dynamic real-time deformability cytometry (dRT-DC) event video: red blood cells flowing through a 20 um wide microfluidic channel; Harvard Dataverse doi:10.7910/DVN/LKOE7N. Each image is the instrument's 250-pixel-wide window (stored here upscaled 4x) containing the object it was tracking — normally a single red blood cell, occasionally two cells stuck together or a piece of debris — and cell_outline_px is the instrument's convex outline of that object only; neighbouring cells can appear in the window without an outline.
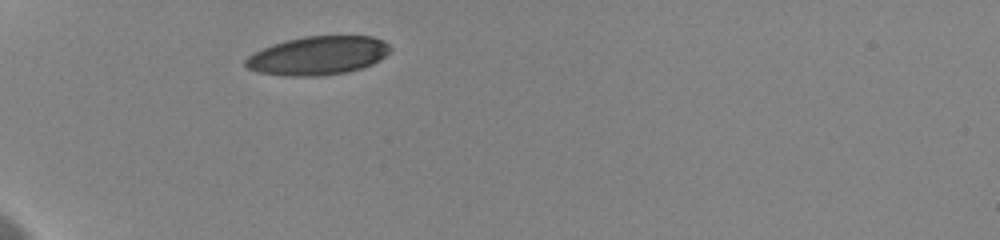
{"species": "human", "species_latin": "Homo sapiens", "temperature_condition": "cold", "stored_images_in_passage": 13, "camera_frame_rate_fps": 3000, "um_per_image_px": 0.085, "donor": {"sex": "female"}, "frame": {"image": 1, "passage_image": 1, "time_ms": 0.0, "image_size_px": [1000, 240], "cell_outline_px": [[392, 48], [380, 60], [372, 64], [348, 72], [320, 76], [284, 76], [260, 72], [248, 68], [244, 64], [244, 60], [248, 56], [272, 44], [304, 36], [372, 36], [384, 40]], "centroid_in_image_um": [27.04, 4.73], "position_along_channel_um": 58.0, "area_um2": 32.48}}